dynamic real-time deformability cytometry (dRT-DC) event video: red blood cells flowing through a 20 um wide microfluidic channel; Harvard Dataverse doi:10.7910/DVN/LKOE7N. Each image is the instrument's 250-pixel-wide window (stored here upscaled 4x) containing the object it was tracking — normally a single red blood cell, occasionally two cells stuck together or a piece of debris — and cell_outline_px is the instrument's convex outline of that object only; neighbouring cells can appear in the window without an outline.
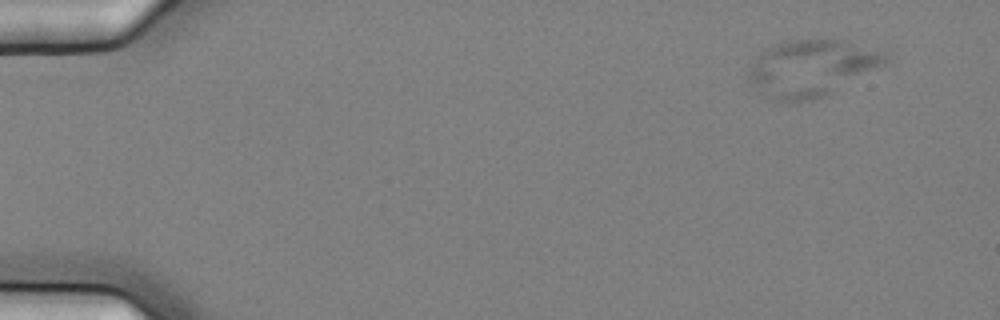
{"species": "common noctule bat (a hibernating species)", "species_latin": "Nyctalus noctula", "temperature_condition": "cold", "stored_images_in_passage": 6, "camera_frame_rate_fps": 3000, "um_per_image_px": 0.085, "animal": {"sex": "female", "body_mass_g": 25.1}, "frame": {"image": 1, "passage_image": 2, "time_ms": 0.333, "image_size_px": [1000, 320], "cell_outline_px": [[888, 60], [884, 64], [832, 92], [812, 100], [788, 104], [784, 104], [768, 96], [748, 80], [748, 72], [752, 64], [768, 48], [776, 44], [792, 40], [848, 40], [888, 52]], "centroid_in_image_um": [69.02, 5.79], "position_along_channel_um": 16.0, "area_um2": 44.51}}